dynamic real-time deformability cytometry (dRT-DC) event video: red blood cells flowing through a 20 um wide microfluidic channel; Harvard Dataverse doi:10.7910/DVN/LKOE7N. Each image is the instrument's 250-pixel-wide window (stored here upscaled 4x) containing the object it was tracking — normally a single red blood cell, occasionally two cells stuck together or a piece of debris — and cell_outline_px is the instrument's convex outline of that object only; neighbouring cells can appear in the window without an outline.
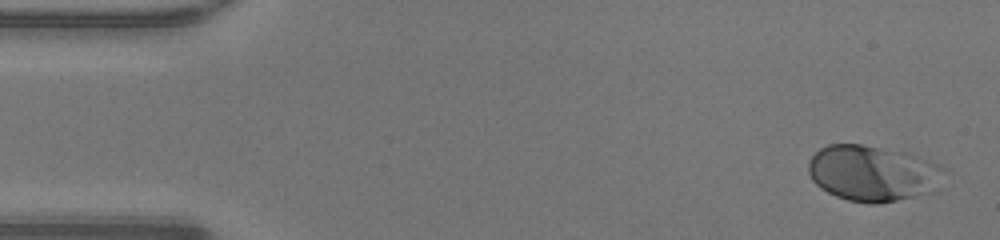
{"species": "human", "species_latin": "Homo sapiens", "temperature_condition": "warm", "stored_images_in_passage": 46, "camera_frame_rate_fps": 3000, "um_per_image_px": 0.085, "donor": {"sex": "male"}, "frame": {"image": 1, "passage_image": 1, "time_ms": 0.0, "image_size_px": [1000, 240], "cell_outline_px": [[944, 168], [940, 188], [936, 192], [880, 204], [868, 204], [848, 200], [836, 196], [820, 188], [812, 180], [808, 172], [808, 160], [820, 148], [828, 144], [860, 144], [908, 152], [920, 156]], "centroid_in_image_um": [74.21, 14.74], "position_along_channel_um": 10.8, "area_um2": 44.85}}
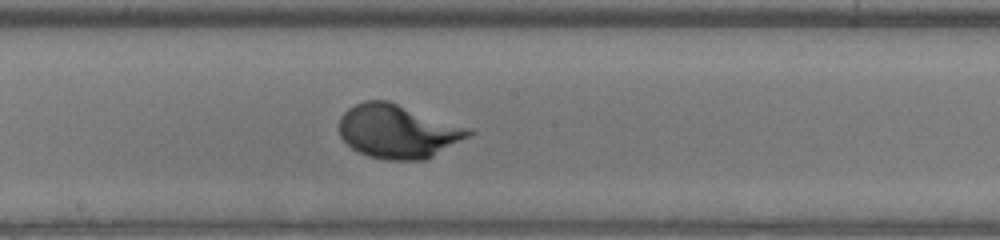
{"frame": {"image": 2, "passage_image": 24, "time_ms": 7.667, "image_size_px": [1000, 240], "cell_outline_px": [[476, 132], [472, 136], [424, 160], [388, 160], [368, 156], [352, 148], [340, 136], [340, 116], [348, 108], [364, 100], [388, 100], [472, 128]], "centroid_in_image_um": [33.87, 11.15], "position_along_channel_um": 214.3, "area_um2": 40.75}}
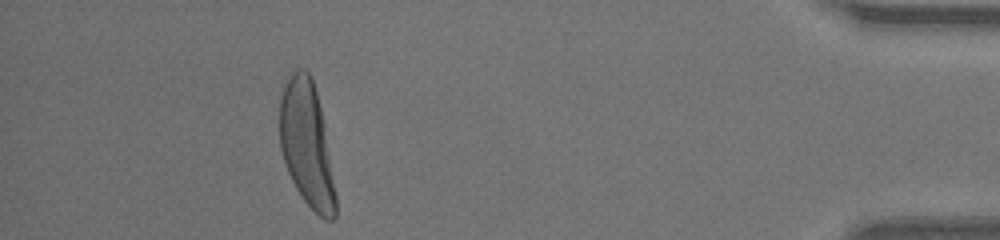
{"frame": {"image": 3, "passage_image": 42, "time_ms": 13.667, "image_size_px": [1000, 240], "cell_outline_px": [[336, 216], [332, 220], [324, 220], [304, 200], [296, 188], [288, 172], [280, 148], [280, 96], [284, 84], [292, 72], [296, 68], [304, 68], [312, 76], [324, 124], [336, 196]], "centroid_in_image_um": [26.06, 12.23], "position_along_channel_um": 409.1, "area_um2": 40.46}}